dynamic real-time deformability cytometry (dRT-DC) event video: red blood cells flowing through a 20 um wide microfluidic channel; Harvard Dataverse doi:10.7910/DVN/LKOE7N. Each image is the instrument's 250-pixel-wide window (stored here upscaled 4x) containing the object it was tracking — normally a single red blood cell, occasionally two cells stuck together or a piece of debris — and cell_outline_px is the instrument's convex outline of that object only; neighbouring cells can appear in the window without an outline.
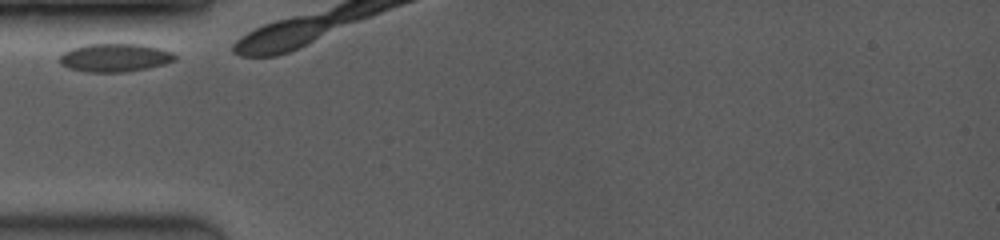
{"species": "common noctule bat (a hibernating species)", "species_latin": "Nyctalus noctula", "temperature_condition": "room temperature", "stored_images_in_passage": 3, "camera_frame_rate_fps": 3500, "um_per_image_px": 0.085, "animal": {"sex": "female", "body_mass_g": 19.0, "forearm_length_mm": 53.3}, "frame": {"image": 1, "passage_image": 1, "time_ms": 0.0, "image_size_px": [1000, 240], "cell_outline_px": [[176, 60], [164, 64], [148, 68], [124, 72], [88, 72], [68, 68], [60, 64], [60, 56], [64, 52], [72, 48], [88, 44], [144, 44], [160, 48], [172, 52], [176, 56]], "centroid_in_image_um": [9.78, 4.9], "position_along_channel_um": 75.2, "area_um2": 19.02}}